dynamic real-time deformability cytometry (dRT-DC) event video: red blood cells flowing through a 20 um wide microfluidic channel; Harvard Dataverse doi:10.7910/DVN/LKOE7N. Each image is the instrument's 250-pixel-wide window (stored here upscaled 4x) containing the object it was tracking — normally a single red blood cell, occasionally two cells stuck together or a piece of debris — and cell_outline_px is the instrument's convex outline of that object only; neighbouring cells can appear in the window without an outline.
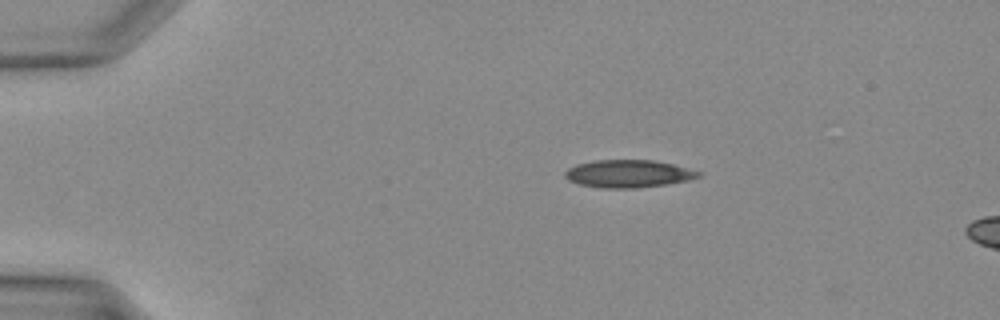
{"species": "Egyptian fruit bat (a non-hibernating species)", "species_latin": "Rousettus aegyptiacus", "temperature_condition": "warm", "stored_images_in_passage": 11, "camera_frame_rate_fps": 3000, "um_per_image_px": 0.085, "animal": {"sex": "female"}, "frame": {"image": 1, "passage_image": 7, "time_ms": 2.0, "image_size_px": [1000, 320], "cell_outline_px": [[704, 172], [700, 176], [688, 180], [664, 184], [636, 188], [600, 188], [580, 184], [568, 180], [564, 176], [564, 172], [568, 168], [576, 164], [596, 160], [652, 160], [672, 164]], "centroid_in_image_um": [53.39, 14.76], "position_along_channel_um": 31.6, "area_um2": 21.44}}